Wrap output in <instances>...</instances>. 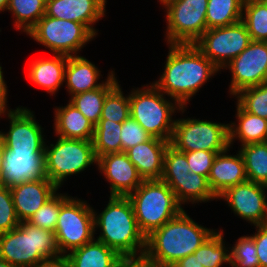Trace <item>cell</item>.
Segmentation results:
<instances>
[{
  "instance_id": "cell-1",
  "label": "cell",
  "mask_w": 267,
  "mask_h": 267,
  "mask_svg": "<svg viewBox=\"0 0 267 267\" xmlns=\"http://www.w3.org/2000/svg\"><path fill=\"white\" fill-rule=\"evenodd\" d=\"M169 51L159 80L153 84L186 107L200 88L220 70L194 44H167Z\"/></svg>"
},
{
  "instance_id": "cell-2",
  "label": "cell",
  "mask_w": 267,
  "mask_h": 267,
  "mask_svg": "<svg viewBox=\"0 0 267 267\" xmlns=\"http://www.w3.org/2000/svg\"><path fill=\"white\" fill-rule=\"evenodd\" d=\"M215 231L196 223L183 209L146 237L143 259L153 265L173 266L193 254Z\"/></svg>"
},
{
  "instance_id": "cell-3",
  "label": "cell",
  "mask_w": 267,
  "mask_h": 267,
  "mask_svg": "<svg viewBox=\"0 0 267 267\" xmlns=\"http://www.w3.org/2000/svg\"><path fill=\"white\" fill-rule=\"evenodd\" d=\"M107 202L101 213L93 212L95 232L100 231L97 240L124 259L143 258L146 237L138 227L131 201L127 196H110Z\"/></svg>"
},
{
  "instance_id": "cell-4",
  "label": "cell",
  "mask_w": 267,
  "mask_h": 267,
  "mask_svg": "<svg viewBox=\"0 0 267 267\" xmlns=\"http://www.w3.org/2000/svg\"><path fill=\"white\" fill-rule=\"evenodd\" d=\"M61 256L55 232L20 222L0 234V258L15 267H34L45 259Z\"/></svg>"
},
{
  "instance_id": "cell-5",
  "label": "cell",
  "mask_w": 267,
  "mask_h": 267,
  "mask_svg": "<svg viewBox=\"0 0 267 267\" xmlns=\"http://www.w3.org/2000/svg\"><path fill=\"white\" fill-rule=\"evenodd\" d=\"M145 85L133 88L129 93L130 116L152 137L170 142L176 120L172 116L177 110L184 114L187 106L182 107L176 100L167 99L153 83Z\"/></svg>"
},
{
  "instance_id": "cell-6",
  "label": "cell",
  "mask_w": 267,
  "mask_h": 267,
  "mask_svg": "<svg viewBox=\"0 0 267 267\" xmlns=\"http://www.w3.org/2000/svg\"><path fill=\"white\" fill-rule=\"evenodd\" d=\"M140 231L147 237L176 217L184 208L161 179L143 180L128 196Z\"/></svg>"
},
{
  "instance_id": "cell-7",
  "label": "cell",
  "mask_w": 267,
  "mask_h": 267,
  "mask_svg": "<svg viewBox=\"0 0 267 267\" xmlns=\"http://www.w3.org/2000/svg\"><path fill=\"white\" fill-rule=\"evenodd\" d=\"M57 137L55 144L45 145L44 158L47 178L60 189L68 176L97 165V157L92 140Z\"/></svg>"
},
{
  "instance_id": "cell-8",
  "label": "cell",
  "mask_w": 267,
  "mask_h": 267,
  "mask_svg": "<svg viewBox=\"0 0 267 267\" xmlns=\"http://www.w3.org/2000/svg\"><path fill=\"white\" fill-rule=\"evenodd\" d=\"M31 39L56 55L75 56L96 35L84 24L44 15L28 31Z\"/></svg>"
},
{
  "instance_id": "cell-9",
  "label": "cell",
  "mask_w": 267,
  "mask_h": 267,
  "mask_svg": "<svg viewBox=\"0 0 267 267\" xmlns=\"http://www.w3.org/2000/svg\"><path fill=\"white\" fill-rule=\"evenodd\" d=\"M94 208L70 196L60 207L55 235L61 255H67L95 237Z\"/></svg>"
},
{
  "instance_id": "cell-10",
  "label": "cell",
  "mask_w": 267,
  "mask_h": 267,
  "mask_svg": "<svg viewBox=\"0 0 267 267\" xmlns=\"http://www.w3.org/2000/svg\"><path fill=\"white\" fill-rule=\"evenodd\" d=\"M170 145L181 152L224 151L230 147L228 124L189 117L176 119Z\"/></svg>"
},
{
  "instance_id": "cell-11",
  "label": "cell",
  "mask_w": 267,
  "mask_h": 267,
  "mask_svg": "<svg viewBox=\"0 0 267 267\" xmlns=\"http://www.w3.org/2000/svg\"><path fill=\"white\" fill-rule=\"evenodd\" d=\"M208 0H167L166 38L168 44H194L207 30Z\"/></svg>"
},
{
  "instance_id": "cell-12",
  "label": "cell",
  "mask_w": 267,
  "mask_h": 267,
  "mask_svg": "<svg viewBox=\"0 0 267 267\" xmlns=\"http://www.w3.org/2000/svg\"><path fill=\"white\" fill-rule=\"evenodd\" d=\"M250 35L242 21L225 27L207 29L194 45L220 71L251 42Z\"/></svg>"
},
{
  "instance_id": "cell-13",
  "label": "cell",
  "mask_w": 267,
  "mask_h": 267,
  "mask_svg": "<svg viewBox=\"0 0 267 267\" xmlns=\"http://www.w3.org/2000/svg\"><path fill=\"white\" fill-rule=\"evenodd\" d=\"M3 114V115H2ZM7 116L9 123L8 132L0 131L1 142L5 150L12 152H44L45 135L42 126L37 122L33 111L26 107L0 110V118Z\"/></svg>"
},
{
  "instance_id": "cell-14",
  "label": "cell",
  "mask_w": 267,
  "mask_h": 267,
  "mask_svg": "<svg viewBox=\"0 0 267 267\" xmlns=\"http://www.w3.org/2000/svg\"><path fill=\"white\" fill-rule=\"evenodd\" d=\"M224 69L231 71L230 96L241 90L267 83V43L251 41L249 46Z\"/></svg>"
},
{
  "instance_id": "cell-15",
  "label": "cell",
  "mask_w": 267,
  "mask_h": 267,
  "mask_svg": "<svg viewBox=\"0 0 267 267\" xmlns=\"http://www.w3.org/2000/svg\"><path fill=\"white\" fill-rule=\"evenodd\" d=\"M267 186L245 181L227 188L218 200L224 199L239 218L256 226L267 223Z\"/></svg>"
},
{
  "instance_id": "cell-16",
  "label": "cell",
  "mask_w": 267,
  "mask_h": 267,
  "mask_svg": "<svg viewBox=\"0 0 267 267\" xmlns=\"http://www.w3.org/2000/svg\"><path fill=\"white\" fill-rule=\"evenodd\" d=\"M99 172L110 185V196H128L143 182L125 152L108 153L97 158Z\"/></svg>"
},
{
  "instance_id": "cell-17",
  "label": "cell",
  "mask_w": 267,
  "mask_h": 267,
  "mask_svg": "<svg viewBox=\"0 0 267 267\" xmlns=\"http://www.w3.org/2000/svg\"><path fill=\"white\" fill-rule=\"evenodd\" d=\"M47 178L44 152L4 150L0 185L9 188L26 181Z\"/></svg>"
},
{
  "instance_id": "cell-18",
  "label": "cell",
  "mask_w": 267,
  "mask_h": 267,
  "mask_svg": "<svg viewBox=\"0 0 267 267\" xmlns=\"http://www.w3.org/2000/svg\"><path fill=\"white\" fill-rule=\"evenodd\" d=\"M106 2L107 0H46L45 15L84 24L97 36L98 31L93 25L106 15Z\"/></svg>"
},
{
  "instance_id": "cell-19",
  "label": "cell",
  "mask_w": 267,
  "mask_h": 267,
  "mask_svg": "<svg viewBox=\"0 0 267 267\" xmlns=\"http://www.w3.org/2000/svg\"><path fill=\"white\" fill-rule=\"evenodd\" d=\"M10 191L19 221L27 222L59 188L48 178H44L15 185Z\"/></svg>"
},
{
  "instance_id": "cell-20",
  "label": "cell",
  "mask_w": 267,
  "mask_h": 267,
  "mask_svg": "<svg viewBox=\"0 0 267 267\" xmlns=\"http://www.w3.org/2000/svg\"><path fill=\"white\" fill-rule=\"evenodd\" d=\"M230 148L217 154L208 176L210 188L217 197L227 188L248 180L241 152L228 154Z\"/></svg>"
},
{
  "instance_id": "cell-21",
  "label": "cell",
  "mask_w": 267,
  "mask_h": 267,
  "mask_svg": "<svg viewBox=\"0 0 267 267\" xmlns=\"http://www.w3.org/2000/svg\"><path fill=\"white\" fill-rule=\"evenodd\" d=\"M169 144V141L151 137L127 149L125 153L143 180L161 179L164 154Z\"/></svg>"
},
{
  "instance_id": "cell-22",
  "label": "cell",
  "mask_w": 267,
  "mask_h": 267,
  "mask_svg": "<svg viewBox=\"0 0 267 267\" xmlns=\"http://www.w3.org/2000/svg\"><path fill=\"white\" fill-rule=\"evenodd\" d=\"M68 56L53 54V57L32 60L27 70V79L55 95L63 86Z\"/></svg>"
},
{
  "instance_id": "cell-23",
  "label": "cell",
  "mask_w": 267,
  "mask_h": 267,
  "mask_svg": "<svg viewBox=\"0 0 267 267\" xmlns=\"http://www.w3.org/2000/svg\"><path fill=\"white\" fill-rule=\"evenodd\" d=\"M101 76L98 67L85 57L81 55L68 57L64 82L70 97L100 88L105 83L103 80L98 83Z\"/></svg>"
},
{
  "instance_id": "cell-24",
  "label": "cell",
  "mask_w": 267,
  "mask_h": 267,
  "mask_svg": "<svg viewBox=\"0 0 267 267\" xmlns=\"http://www.w3.org/2000/svg\"><path fill=\"white\" fill-rule=\"evenodd\" d=\"M174 192L181 205L213 201L218 197L212 192L208 178L193 172L183 177H161ZM189 202V203H188Z\"/></svg>"
},
{
  "instance_id": "cell-25",
  "label": "cell",
  "mask_w": 267,
  "mask_h": 267,
  "mask_svg": "<svg viewBox=\"0 0 267 267\" xmlns=\"http://www.w3.org/2000/svg\"><path fill=\"white\" fill-rule=\"evenodd\" d=\"M54 112L55 136L66 139H93L95 126L69 101L64 107H55Z\"/></svg>"
},
{
  "instance_id": "cell-26",
  "label": "cell",
  "mask_w": 267,
  "mask_h": 267,
  "mask_svg": "<svg viewBox=\"0 0 267 267\" xmlns=\"http://www.w3.org/2000/svg\"><path fill=\"white\" fill-rule=\"evenodd\" d=\"M70 267H117L123 260L115 250L94 238L66 255Z\"/></svg>"
},
{
  "instance_id": "cell-27",
  "label": "cell",
  "mask_w": 267,
  "mask_h": 267,
  "mask_svg": "<svg viewBox=\"0 0 267 267\" xmlns=\"http://www.w3.org/2000/svg\"><path fill=\"white\" fill-rule=\"evenodd\" d=\"M236 111L237 124L236 122L228 123L230 147L237 138L241 143L240 146L263 143L267 132V119L245 111L238 103H236Z\"/></svg>"
},
{
  "instance_id": "cell-28",
  "label": "cell",
  "mask_w": 267,
  "mask_h": 267,
  "mask_svg": "<svg viewBox=\"0 0 267 267\" xmlns=\"http://www.w3.org/2000/svg\"><path fill=\"white\" fill-rule=\"evenodd\" d=\"M106 78L104 80L105 83L100 88L76 94L69 99V102L90 120L94 126L101 118L106 94L118 83L115 72L112 69L108 72Z\"/></svg>"
},
{
  "instance_id": "cell-29",
  "label": "cell",
  "mask_w": 267,
  "mask_h": 267,
  "mask_svg": "<svg viewBox=\"0 0 267 267\" xmlns=\"http://www.w3.org/2000/svg\"><path fill=\"white\" fill-rule=\"evenodd\" d=\"M241 0H208L206 11L207 29L225 27L242 19Z\"/></svg>"
},
{
  "instance_id": "cell-30",
  "label": "cell",
  "mask_w": 267,
  "mask_h": 267,
  "mask_svg": "<svg viewBox=\"0 0 267 267\" xmlns=\"http://www.w3.org/2000/svg\"><path fill=\"white\" fill-rule=\"evenodd\" d=\"M7 10L15 18L13 27L27 34L45 15L46 0H10Z\"/></svg>"
},
{
  "instance_id": "cell-31",
  "label": "cell",
  "mask_w": 267,
  "mask_h": 267,
  "mask_svg": "<svg viewBox=\"0 0 267 267\" xmlns=\"http://www.w3.org/2000/svg\"><path fill=\"white\" fill-rule=\"evenodd\" d=\"M122 123H116L108 119H100L95 125L92 139L96 157L108 153L122 152L120 139Z\"/></svg>"
},
{
  "instance_id": "cell-32",
  "label": "cell",
  "mask_w": 267,
  "mask_h": 267,
  "mask_svg": "<svg viewBox=\"0 0 267 267\" xmlns=\"http://www.w3.org/2000/svg\"><path fill=\"white\" fill-rule=\"evenodd\" d=\"M249 181L267 186V144L250 143L240 146Z\"/></svg>"
},
{
  "instance_id": "cell-33",
  "label": "cell",
  "mask_w": 267,
  "mask_h": 267,
  "mask_svg": "<svg viewBox=\"0 0 267 267\" xmlns=\"http://www.w3.org/2000/svg\"><path fill=\"white\" fill-rule=\"evenodd\" d=\"M224 233L216 230L199 247V261L203 267H222L223 264L230 266V247L225 246Z\"/></svg>"
},
{
  "instance_id": "cell-34",
  "label": "cell",
  "mask_w": 267,
  "mask_h": 267,
  "mask_svg": "<svg viewBox=\"0 0 267 267\" xmlns=\"http://www.w3.org/2000/svg\"><path fill=\"white\" fill-rule=\"evenodd\" d=\"M241 21L251 40L267 41V0L243 4Z\"/></svg>"
},
{
  "instance_id": "cell-35",
  "label": "cell",
  "mask_w": 267,
  "mask_h": 267,
  "mask_svg": "<svg viewBox=\"0 0 267 267\" xmlns=\"http://www.w3.org/2000/svg\"><path fill=\"white\" fill-rule=\"evenodd\" d=\"M70 197L56 192L27 221L32 226L55 232L61 205Z\"/></svg>"
},
{
  "instance_id": "cell-36",
  "label": "cell",
  "mask_w": 267,
  "mask_h": 267,
  "mask_svg": "<svg viewBox=\"0 0 267 267\" xmlns=\"http://www.w3.org/2000/svg\"><path fill=\"white\" fill-rule=\"evenodd\" d=\"M130 116L129 94L124 96L119 82L106 94L100 119L123 123Z\"/></svg>"
},
{
  "instance_id": "cell-37",
  "label": "cell",
  "mask_w": 267,
  "mask_h": 267,
  "mask_svg": "<svg viewBox=\"0 0 267 267\" xmlns=\"http://www.w3.org/2000/svg\"><path fill=\"white\" fill-rule=\"evenodd\" d=\"M234 97L245 111L267 119V83L243 89Z\"/></svg>"
},
{
  "instance_id": "cell-38",
  "label": "cell",
  "mask_w": 267,
  "mask_h": 267,
  "mask_svg": "<svg viewBox=\"0 0 267 267\" xmlns=\"http://www.w3.org/2000/svg\"><path fill=\"white\" fill-rule=\"evenodd\" d=\"M231 267H260L257 250L252 235H244L230 245Z\"/></svg>"
},
{
  "instance_id": "cell-39",
  "label": "cell",
  "mask_w": 267,
  "mask_h": 267,
  "mask_svg": "<svg viewBox=\"0 0 267 267\" xmlns=\"http://www.w3.org/2000/svg\"><path fill=\"white\" fill-rule=\"evenodd\" d=\"M19 225L10 188L0 185V234L11 231Z\"/></svg>"
},
{
  "instance_id": "cell-40",
  "label": "cell",
  "mask_w": 267,
  "mask_h": 267,
  "mask_svg": "<svg viewBox=\"0 0 267 267\" xmlns=\"http://www.w3.org/2000/svg\"><path fill=\"white\" fill-rule=\"evenodd\" d=\"M188 172L190 168L185 153L169 144L164 154L162 177H183Z\"/></svg>"
},
{
  "instance_id": "cell-41",
  "label": "cell",
  "mask_w": 267,
  "mask_h": 267,
  "mask_svg": "<svg viewBox=\"0 0 267 267\" xmlns=\"http://www.w3.org/2000/svg\"><path fill=\"white\" fill-rule=\"evenodd\" d=\"M152 136L147 133L144 128L131 116H129L123 123L121 128V143L122 152L134 147L137 144L149 140Z\"/></svg>"
},
{
  "instance_id": "cell-42",
  "label": "cell",
  "mask_w": 267,
  "mask_h": 267,
  "mask_svg": "<svg viewBox=\"0 0 267 267\" xmlns=\"http://www.w3.org/2000/svg\"><path fill=\"white\" fill-rule=\"evenodd\" d=\"M223 151H191L184 152L189 164L190 172L203 175L208 178L212 164L218 153Z\"/></svg>"
},
{
  "instance_id": "cell-43",
  "label": "cell",
  "mask_w": 267,
  "mask_h": 267,
  "mask_svg": "<svg viewBox=\"0 0 267 267\" xmlns=\"http://www.w3.org/2000/svg\"><path fill=\"white\" fill-rule=\"evenodd\" d=\"M256 232L253 239L255 242L257 257L260 267H267V223L255 226Z\"/></svg>"
},
{
  "instance_id": "cell-44",
  "label": "cell",
  "mask_w": 267,
  "mask_h": 267,
  "mask_svg": "<svg viewBox=\"0 0 267 267\" xmlns=\"http://www.w3.org/2000/svg\"><path fill=\"white\" fill-rule=\"evenodd\" d=\"M173 267H203L199 261V248L193 254L180 259Z\"/></svg>"
},
{
  "instance_id": "cell-45",
  "label": "cell",
  "mask_w": 267,
  "mask_h": 267,
  "mask_svg": "<svg viewBox=\"0 0 267 267\" xmlns=\"http://www.w3.org/2000/svg\"><path fill=\"white\" fill-rule=\"evenodd\" d=\"M34 267H70L66 255L54 257L52 259H45L39 262Z\"/></svg>"
},
{
  "instance_id": "cell-46",
  "label": "cell",
  "mask_w": 267,
  "mask_h": 267,
  "mask_svg": "<svg viewBox=\"0 0 267 267\" xmlns=\"http://www.w3.org/2000/svg\"><path fill=\"white\" fill-rule=\"evenodd\" d=\"M3 73L2 66H0V110L9 109L7 106L8 86L4 80Z\"/></svg>"
},
{
  "instance_id": "cell-47",
  "label": "cell",
  "mask_w": 267,
  "mask_h": 267,
  "mask_svg": "<svg viewBox=\"0 0 267 267\" xmlns=\"http://www.w3.org/2000/svg\"><path fill=\"white\" fill-rule=\"evenodd\" d=\"M117 267H155V265L141 259H124Z\"/></svg>"
},
{
  "instance_id": "cell-48",
  "label": "cell",
  "mask_w": 267,
  "mask_h": 267,
  "mask_svg": "<svg viewBox=\"0 0 267 267\" xmlns=\"http://www.w3.org/2000/svg\"><path fill=\"white\" fill-rule=\"evenodd\" d=\"M4 150L5 147L3 143H0V180H1V173H2V168H3V158H4Z\"/></svg>"
},
{
  "instance_id": "cell-49",
  "label": "cell",
  "mask_w": 267,
  "mask_h": 267,
  "mask_svg": "<svg viewBox=\"0 0 267 267\" xmlns=\"http://www.w3.org/2000/svg\"><path fill=\"white\" fill-rule=\"evenodd\" d=\"M10 0H0V12L7 11Z\"/></svg>"
},
{
  "instance_id": "cell-50",
  "label": "cell",
  "mask_w": 267,
  "mask_h": 267,
  "mask_svg": "<svg viewBox=\"0 0 267 267\" xmlns=\"http://www.w3.org/2000/svg\"><path fill=\"white\" fill-rule=\"evenodd\" d=\"M0 267H15V266H12V265L9 264L8 262H6V261L3 260L2 258H0Z\"/></svg>"
},
{
  "instance_id": "cell-51",
  "label": "cell",
  "mask_w": 267,
  "mask_h": 267,
  "mask_svg": "<svg viewBox=\"0 0 267 267\" xmlns=\"http://www.w3.org/2000/svg\"><path fill=\"white\" fill-rule=\"evenodd\" d=\"M243 4L254 2V1H263V0H241Z\"/></svg>"
},
{
  "instance_id": "cell-52",
  "label": "cell",
  "mask_w": 267,
  "mask_h": 267,
  "mask_svg": "<svg viewBox=\"0 0 267 267\" xmlns=\"http://www.w3.org/2000/svg\"><path fill=\"white\" fill-rule=\"evenodd\" d=\"M167 0H158L159 3H161L162 5L166 2Z\"/></svg>"
},
{
  "instance_id": "cell-53",
  "label": "cell",
  "mask_w": 267,
  "mask_h": 267,
  "mask_svg": "<svg viewBox=\"0 0 267 267\" xmlns=\"http://www.w3.org/2000/svg\"><path fill=\"white\" fill-rule=\"evenodd\" d=\"M264 143L267 144V132H266V135H265V138H264Z\"/></svg>"
},
{
  "instance_id": "cell-54",
  "label": "cell",
  "mask_w": 267,
  "mask_h": 267,
  "mask_svg": "<svg viewBox=\"0 0 267 267\" xmlns=\"http://www.w3.org/2000/svg\"><path fill=\"white\" fill-rule=\"evenodd\" d=\"M155 267H173V266H158V265H155Z\"/></svg>"
}]
</instances>
